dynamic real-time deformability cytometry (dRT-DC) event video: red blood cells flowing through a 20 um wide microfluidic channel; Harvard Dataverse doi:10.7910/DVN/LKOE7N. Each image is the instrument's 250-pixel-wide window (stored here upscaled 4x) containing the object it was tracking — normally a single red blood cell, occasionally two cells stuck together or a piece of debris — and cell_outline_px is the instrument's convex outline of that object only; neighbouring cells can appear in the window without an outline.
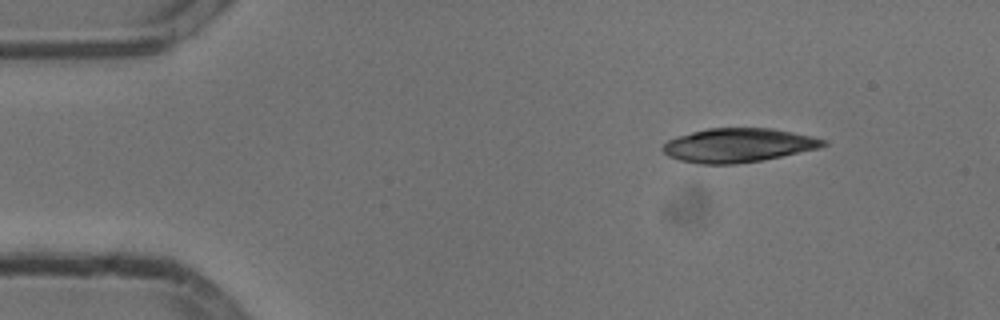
{"species": "common noctule bat (a hibernating species)", "species_latin": "Nyctalus noctula", "temperature_condition": "cold", "stored_images_in_passage": 48, "camera_frame_rate_fps": 3000, "um_per_image_px": 0.085, "animal": {"sex": "male", "body_mass_g": 13.3}, "frame": {"image": 1, "passage_image": 1, "time_ms": 0.0, "image_size_px": [1000, 320], "cell_outline_px": [[828, 144], [816, 148], [780, 156], [760, 160], [732, 164], [700, 164], [680, 160], [668, 156], [664, 152], [664, 144], [668, 140], [692, 132], [708, 128], [768, 128], [808, 136], [824, 140]], "centroid_in_image_um": [62.68, 12.35], "position_along_channel_um": 22.3, "area_um2": 30.87}}
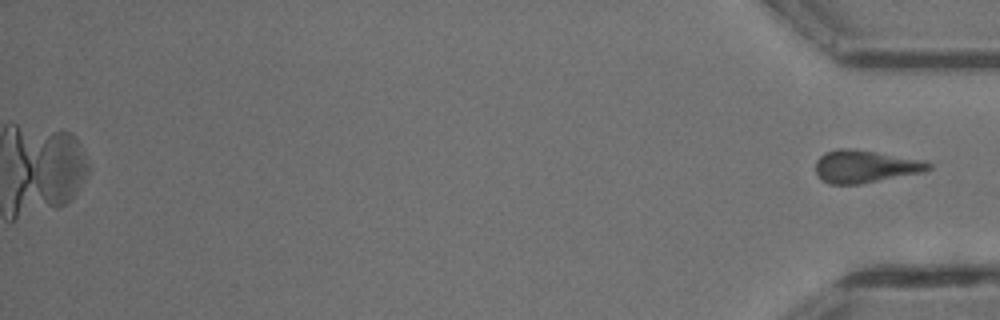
{"frame": {"image": 2, "passage_image": 48, "time_ms": 15.667, "image_size_px": [1000, 320], "cell_outline_px": [[932, 168], [920, 172], [860, 184], [832, 184], [824, 180], [816, 172], [816, 160], [824, 152], [836, 148], [852, 148], [924, 160], [932, 164]], "centroid_in_image_um": [73.52, 14.13], "position_along_channel_um": 361.7, "area_um2": 21.21}}